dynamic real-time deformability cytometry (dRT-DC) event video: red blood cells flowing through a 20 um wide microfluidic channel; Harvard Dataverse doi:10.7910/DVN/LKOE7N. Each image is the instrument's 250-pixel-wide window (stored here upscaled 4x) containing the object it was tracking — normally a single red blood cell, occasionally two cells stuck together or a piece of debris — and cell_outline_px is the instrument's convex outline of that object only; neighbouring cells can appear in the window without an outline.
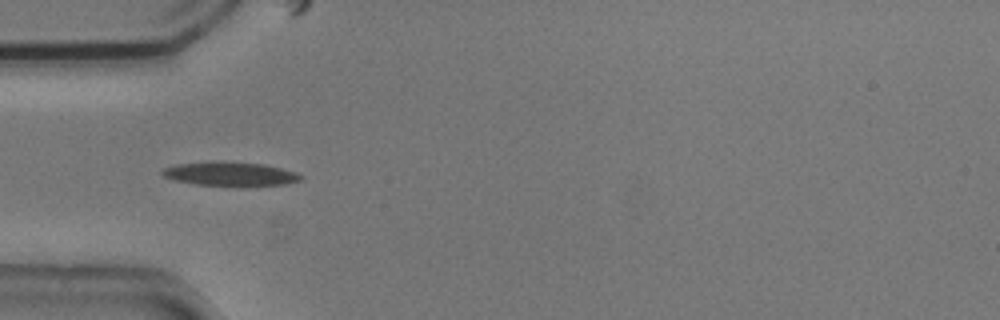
{"species": "common noctule bat (a hibernating species)", "species_latin": "Nyctalus noctula", "temperature_condition": "cold", "stored_images_in_passage": 38, "camera_frame_rate_fps": 3000, "um_per_image_px": 0.085, "animal": {"sex": "male", "body_mass_g": 20.5, "forearm_length_mm": 52.5}, "frame": {"image": 1, "passage_image": 1, "time_ms": 0.0, "image_size_px": [1000, 320], "cell_outline_px": [[304, 176], [300, 180], [284, 184], [244, 188], [196, 184], [176, 180], [164, 176], [160, 172], [164, 168], [176, 164], [212, 160], [264, 164], [296, 172]], "centroid_in_image_um": [19.58, 14.8], "position_along_channel_um": 65.4, "area_um2": 20.0}}
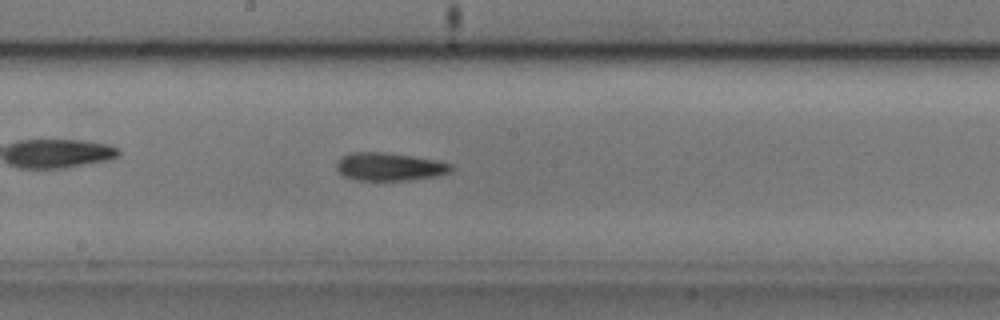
{"frame": {"image": 2, "passage_image": 13, "time_ms": 4.0, "image_size_px": [1000, 320], "cell_outline_px": [[452, 172], [436, 176], [412, 180], [356, 180], [344, 176], [336, 168], [336, 160], [340, 156], [348, 152], [384, 152], [412, 156], [436, 160], [452, 164]], "centroid_in_image_um": [33.07, 14.16], "position_along_channel_um": 215.1, "area_um2": 18.9}}
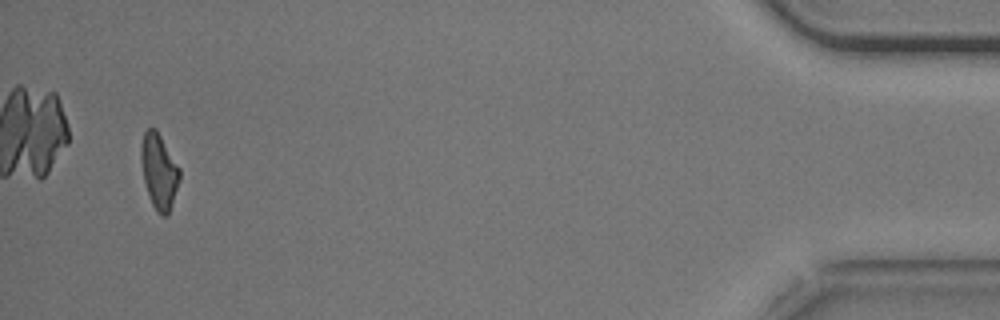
{"frame": {"image": 3, "passage_image": 36, "time_ms": 11.667, "image_size_px": [1000, 320], "cell_outline_px": [[180, 180], [168, 216], [160, 216], [156, 212], [152, 204], [144, 180], [140, 160], [140, 148], [144, 132], [148, 128], [156, 128], [180, 168]], "centroid_in_image_um": [13.52, 14.57], "position_along_channel_um": 421.7, "area_um2": 16.99}, "authors_computed_cell_mechanics": {"area_um2": 18.3515, "velocity_mm_per_s": 3.7308, "shape_relaxation_time_tau1_ms": 6.6856, "shape_relaxation_time_tau2_ms": 10.951, "deformation_change_tau1": 0.1689, "deformation_change_tau2": 0.2206}}